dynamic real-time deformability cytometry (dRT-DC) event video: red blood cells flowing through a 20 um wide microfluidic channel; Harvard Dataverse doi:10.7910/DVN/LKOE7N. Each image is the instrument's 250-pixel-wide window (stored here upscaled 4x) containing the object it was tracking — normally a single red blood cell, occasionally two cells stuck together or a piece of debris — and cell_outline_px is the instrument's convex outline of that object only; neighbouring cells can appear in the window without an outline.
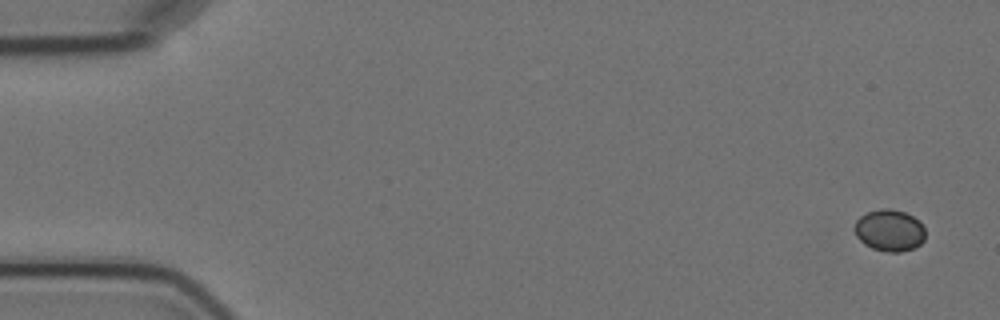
{"species": "Egyptian fruit bat (a non-hibernating species)", "species_latin": "Rousettus aegyptiacus", "temperature_condition": "cold", "stored_images_in_passage": 5, "camera_frame_rate_fps": 3000, "um_per_image_px": 0.085, "animal": {"sex": "female"}, "frame": {"image": 1, "passage_image": 1, "time_ms": 0.0, "image_size_px": [1000, 320], "cell_outline_px": [[924, 240], [920, 244], [912, 248], [900, 252], [888, 252], [872, 248], [864, 244], [856, 236], [856, 220], [860, 216], [868, 212], [880, 208], [888, 208], [904, 212], [920, 220], [924, 228]], "centroid_in_image_um": [75.62, 19.58], "position_along_channel_um": 9.4, "area_um2": 17.11}}
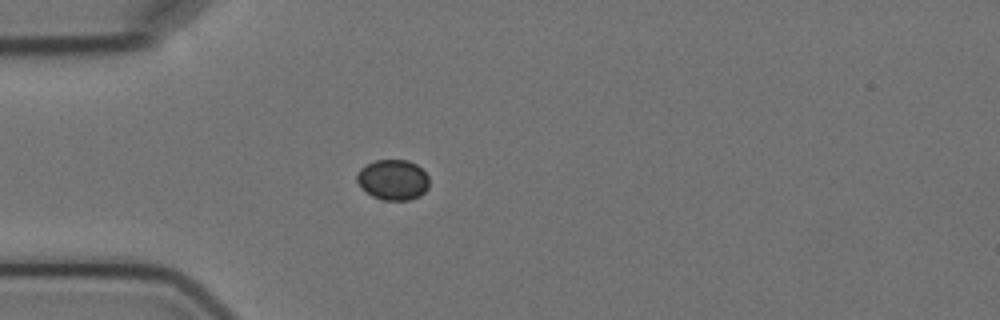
{"frame": {"image": 2, "passage_image": 5, "time_ms": 4.667, "image_size_px": [1000, 320], "cell_outline_px": [[428, 188], [420, 196], [408, 200], [384, 200], [372, 196], [356, 180], [356, 176], [360, 168], [376, 160], [408, 160], [416, 164], [428, 176]], "centroid_in_image_um": [33.42, 15.28], "position_along_channel_um": 51.6, "area_um2": 16.82}}